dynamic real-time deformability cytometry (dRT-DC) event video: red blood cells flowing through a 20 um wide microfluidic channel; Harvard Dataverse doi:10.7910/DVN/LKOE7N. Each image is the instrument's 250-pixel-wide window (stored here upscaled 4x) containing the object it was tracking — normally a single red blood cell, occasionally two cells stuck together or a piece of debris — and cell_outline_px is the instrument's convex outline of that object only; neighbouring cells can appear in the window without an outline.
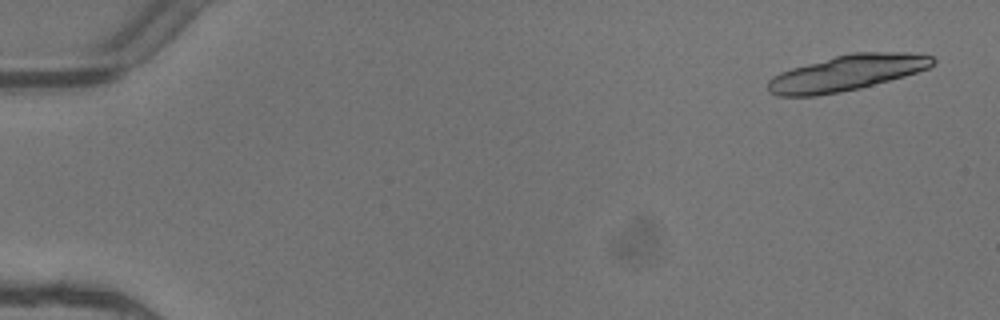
{"species": "common noctule bat (a hibernating species)", "species_latin": "Nyctalus noctula", "temperature_condition": "warm", "stored_images_in_passage": 2, "camera_frame_rate_fps": 3000, "um_per_image_px": 0.085, "animal": {"sex": "female"}, "frame": {"image": 1, "passage_image": 1, "time_ms": 0.0, "image_size_px": [1000, 320], "cell_outline_px": [[936, 60], [928, 68], [904, 76], [860, 88], [840, 92], [816, 96], [776, 96], [768, 92], [768, 80], [772, 76], [780, 72], [792, 68], [836, 56], [852, 52], [908, 52], [932, 56]], "centroid_in_image_um": [71.95, 6.2], "position_along_channel_um": 13.0, "area_um2": 34.1}}